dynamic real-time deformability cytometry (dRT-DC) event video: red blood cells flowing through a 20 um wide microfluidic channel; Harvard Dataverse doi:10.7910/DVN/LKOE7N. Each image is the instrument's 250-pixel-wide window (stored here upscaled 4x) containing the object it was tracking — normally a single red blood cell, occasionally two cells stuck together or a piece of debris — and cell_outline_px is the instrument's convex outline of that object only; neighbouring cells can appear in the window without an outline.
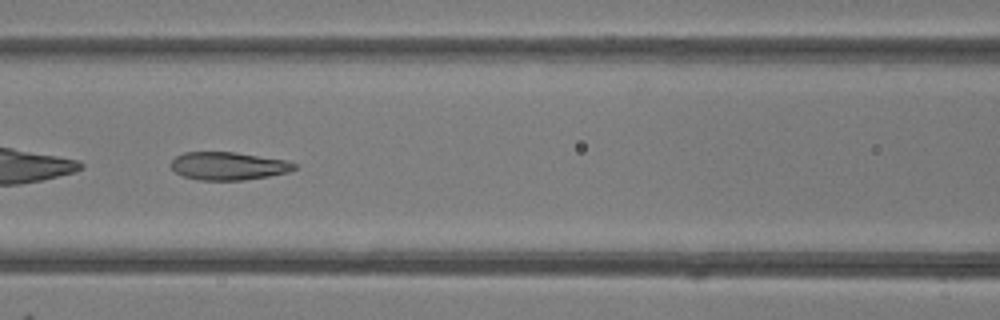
{"species": "common noctule bat (a hibernating species)", "species_latin": "Nyctalus noctula", "temperature_condition": "room temperature", "stored_images_in_passage": 47, "camera_frame_rate_fps": 3000, "um_per_image_px": 0.085, "animal": {"sex": "female"}, "frame": {"image": 1, "passage_image": 21, "time_ms": 6.667, "image_size_px": [1000, 320], "cell_outline_px": [[296, 168], [288, 172], [268, 176], [244, 180], [200, 180], [184, 176], [176, 172], [168, 164], [176, 156], [184, 152], [236, 152], [284, 160], [296, 164]], "centroid_in_image_um": [19.37, 14.1], "position_along_channel_um": 147.2, "area_um2": 20.0}}
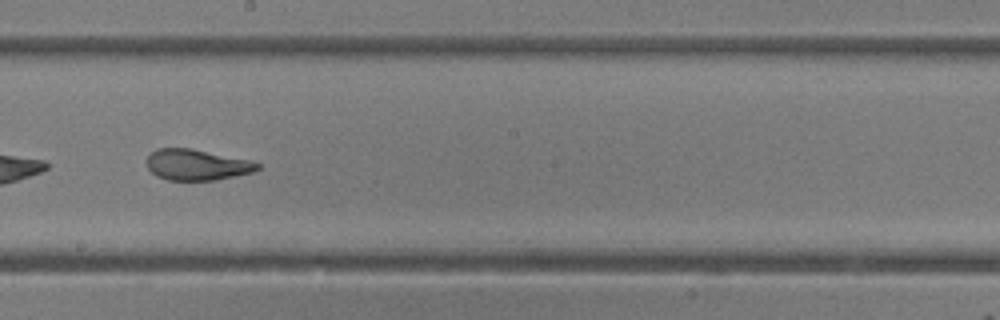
{"frame": {"image": 2, "passage_image": 27, "time_ms": 8.667, "image_size_px": [1000, 320], "cell_outline_px": [[260, 168], [252, 172], [216, 180], [168, 180], [156, 176], [148, 168], [144, 160], [156, 148], [192, 148], [252, 160], [260, 164]], "centroid_in_image_um": [16.71, 13.99], "position_along_channel_um": 231.5, "area_um2": 20.17}, "authors_computed_cell_mechanics": {"area_um2": 23.0622, "velocity_mm_per_s": 4.2346, "shape_relaxation_time_tau1_ms": 4.1805, "shape_relaxation_time_tau2_ms": 1.0883, "deformation_change_tau1": 0.2068, "deformation_change_tau2": 0.0947}}